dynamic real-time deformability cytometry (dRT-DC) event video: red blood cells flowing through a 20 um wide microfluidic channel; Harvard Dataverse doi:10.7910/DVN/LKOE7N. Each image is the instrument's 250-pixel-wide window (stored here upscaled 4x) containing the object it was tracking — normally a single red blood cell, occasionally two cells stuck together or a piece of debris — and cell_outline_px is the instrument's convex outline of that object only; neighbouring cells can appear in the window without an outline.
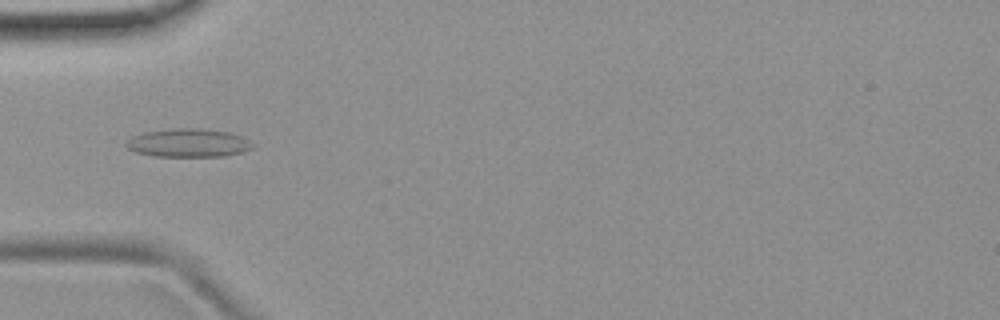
{"species": "common noctule bat (a hibernating species)", "species_latin": "Nyctalus noctula", "temperature_condition": "room temperature", "stored_images_in_passage": 4, "camera_frame_rate_fps": 3000, "um_per_image_px": 0.085, "animal": {"sex": "female", "body_mass_g": 19.9}, "frame": {"image": 1, "passage_image": 4, "time_ms": 3.333, "image_size_px": [1000, 320], "cell_outline_px": [[252, 148], [244, 152], [224, 156], [152, 156], [136, 152], [128, 148], [124, 144], [132, 136], [144, 132], [176, 128], [200, 128], [228, 132], [240, 136], [248, 140], [252, 144]], "centroid_in_image_um": [15.99, 12.15], "position_along_channel_um": 69.0, "area_um2": 20.81}}